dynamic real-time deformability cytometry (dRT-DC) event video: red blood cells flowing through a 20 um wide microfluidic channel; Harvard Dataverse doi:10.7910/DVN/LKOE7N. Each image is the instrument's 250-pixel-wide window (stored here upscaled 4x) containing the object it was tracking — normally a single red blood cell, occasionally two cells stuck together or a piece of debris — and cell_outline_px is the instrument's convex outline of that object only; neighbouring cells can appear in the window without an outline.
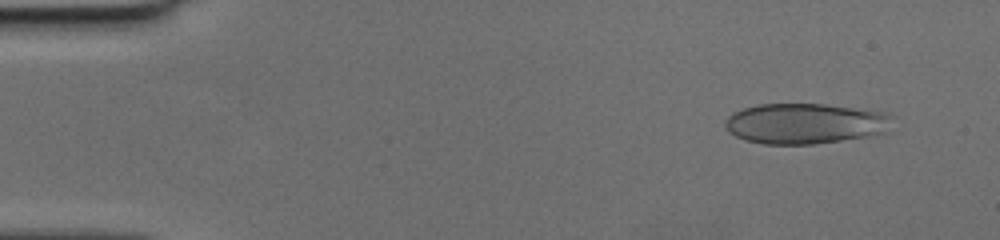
{"species": "human", "species_latin": "Homo sapiens", "temperature_condition": "cold", "stored_images_in_passage": 46, "camera_frame_rate_fps": 3000, "um_per_image_px": 0.085, "donor": {"sex": "female"}, "frame": {"image": 1, "passage_image": 1, "time_ms": 0.0, "image_size_px": [1000, 240], "cell_outline_px": [[896, 116], [892, 132], [868, 136], [812, 144], [764, 144], [744, 140], [728, 132], [724, 128], [724, 120], [728, 116], [744, 108], [756, 104], [824, 104], [888, 112]], "centroid_in_image_um": [68.53, 10.5], "position_along_channel_um": 16.5, "area_um2": 40.23}}
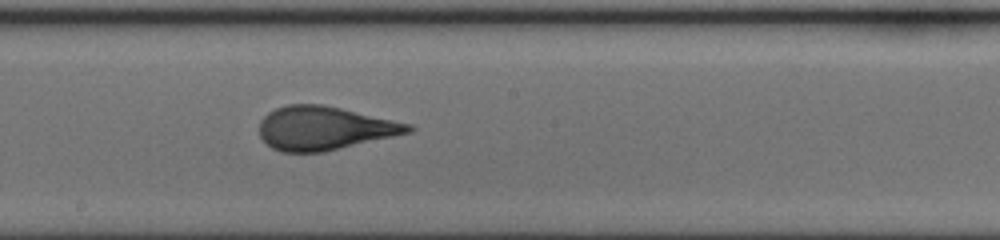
{"frame": {"image": 2, "passage_image": 24, "time_ms": 7.667, "image_size_px": [1000, 240], "cell_outline_px": [[416, 128], [412, 132], [324, 152], [280, 152], [272, 148], [260, 136], [260, 120], [268, 112], [276, 108], [288, 104], [324, 104], [412, 124]], "centroid_in_image_um": [27.59, 10.89], "position_along_channel_um": 220.6, "area_um2": 37.92}}
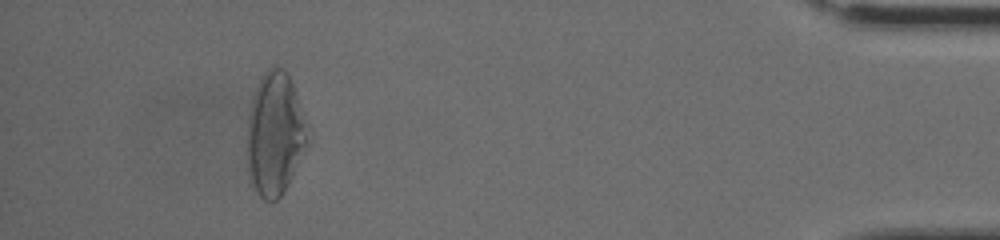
{"frame": {"image": 3, "passage_image": 42, "time_ms": 13.667, "image_size_px": [1000, 240], "cell_outline_px": [[308, 144], [284, 192], [272, 204], [264, 200], [256, 192], [252, 184], [248, 168], [248, 116], [252, 100], [260, 76], [272, 64], [276, 64], [284, 68], [288, 72], [296, 92], [308, 140]], "centroid_in_image_um": [23.35, 11.37], "position_along_channel_um": 411.8, "area_um2": 43.06}}